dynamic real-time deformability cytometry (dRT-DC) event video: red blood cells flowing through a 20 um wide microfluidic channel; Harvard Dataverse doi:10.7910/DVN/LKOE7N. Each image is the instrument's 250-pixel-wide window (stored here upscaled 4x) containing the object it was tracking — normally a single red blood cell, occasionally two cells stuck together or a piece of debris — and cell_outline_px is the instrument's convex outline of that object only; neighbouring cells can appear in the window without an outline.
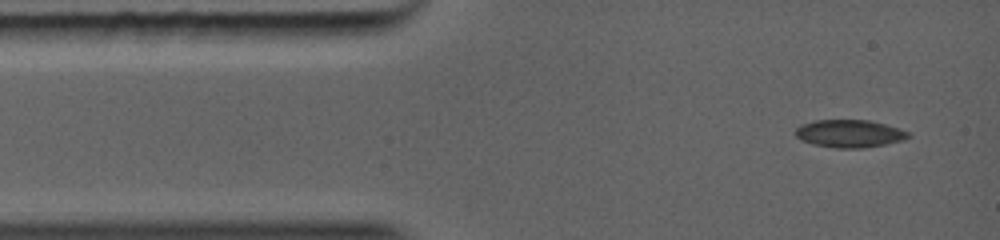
{"species": "common noctule bat (a hibernating species)", "species_latin": "Nyctalus noctula", "temperature_condition": "warm", "stored_images_in_passage": 24, "camera_frame_rate_fps": 5000, "um_per_image_px": 0.085, "animal": {"sex": "female", "body_mass_g": 19.0, "forearm_length_mm": 56.7}, "frame": {"image": 1, "passage_image": 1, "time_ms": 0.0, "image_size_px": [1000, 240], "cell_outline_px": [[912, 136], [904, 140], [884, 144], [860, 148], [836, 148], [812, 144], [800, 140], [796, 136], [796, 128], [800, 124], [816, 120], [868, 120], [900, 128], [908, 132]], "centroid_in_image_um": [72.19, 11.35], "position_along_channel_um": 12.8, "area_um2": 18.21}}
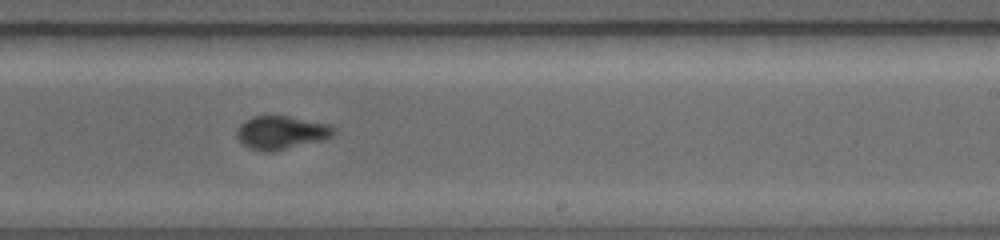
{"frame": {"image": 2, "passage_image": 12, "time_ms": 6.2, "image_size_px": [1000, 240], "cell_outline_px": [[336, 132], [332, 136], [324, 140], [268, 152], [248, 148], [236, 136], [236, 132], [240, 124], [244, 120], [252, 116], [288, 116], [328, 124], [336, 128]], "centroid_in_image_um": [23.91, 11.26], "position_along_channel_um": 265.1, "area_um2": 18.73}}
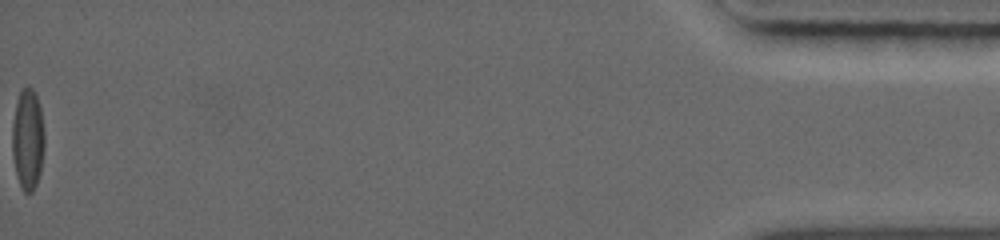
{"frame": {"image": 3, "passage_image": 24, "time_ms": 12.6, "image_size_px": [1000, 240], "cell_outline_px": [[44, 148], [40, 172], [36, 184], [32, 192], [24, 192], [20, 184], [16, 172], [12, 156], [12, 124], [16, 100], [20, 88], [28, 84], [32, 88], [36, 96], [40, 108], [44, 128]], "centroid_in_image_um": [2.35, 11.77], "position_along_channel_um": 432.9, "area_um2": 19.19}}